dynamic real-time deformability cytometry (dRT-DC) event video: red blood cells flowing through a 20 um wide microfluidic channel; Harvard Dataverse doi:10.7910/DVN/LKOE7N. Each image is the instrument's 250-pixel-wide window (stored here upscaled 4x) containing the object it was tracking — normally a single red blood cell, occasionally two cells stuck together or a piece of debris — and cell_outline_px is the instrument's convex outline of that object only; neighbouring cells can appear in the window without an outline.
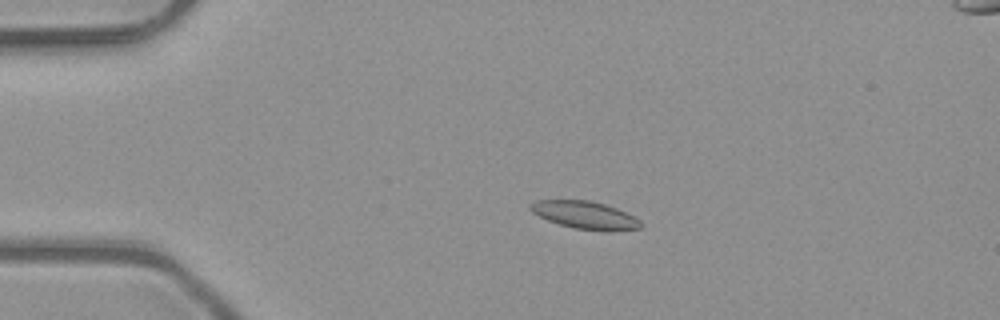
{"species": "common noctule bat (a hibernating species)", "species_latin": "Nyctalus noctula", "temperature_condition": "room temperature", "stored_images_in_passage": 4, "camera_frame_rate_fps": 3000, "um_per_image_px": 0.085, "animal": {"sex": "male", "body_mass_g": 23.1, "forearm_length_mm": 52.7}, "frame": {"image": 1, "passage_image": 3, "time_ms": 0.667, "image_size_px": [1000, 320], "cell_outline_px": [[644, 224], [640, 228], [612, 232], [604, 232], [572, 228], [548, 220], [532, 212], [528, 208], [528, 204], [536, 200], [588, 200], [604, 204], [616, 208], [640, 220]], "centroid_in_image_um": [49.73, 18.3], "position_along_channel_um": 35.3, "area_um2": 17.98}}